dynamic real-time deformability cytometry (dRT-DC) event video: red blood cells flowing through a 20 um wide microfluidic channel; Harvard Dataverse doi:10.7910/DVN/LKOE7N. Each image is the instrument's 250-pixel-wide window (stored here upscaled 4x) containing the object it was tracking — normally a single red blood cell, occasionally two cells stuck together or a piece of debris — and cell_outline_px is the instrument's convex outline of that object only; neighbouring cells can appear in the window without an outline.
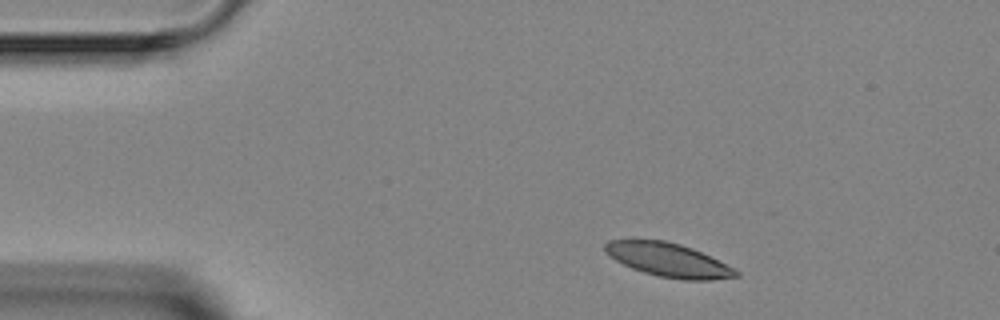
{"species": "Egyptian fruit bat (a non-hibernating species)", "species_latin": "Rousettus aegyptiacus", "temperature_condition": "room temperature", "stored_images_in_passage": 2, "camera_frame_rate_fps": 3000, "um_per_image_px": 0.085, "animal": {"sex": "female"}, "frame": {"image": 1, "passage_image": 1, "time_ms": 0.0, "image_size_px": [1000, 320], "cell_outline_px": [[740, 276], [712, 280], [680, 280], [660, 276], [644, 272], [632, 268], [616, 260], [604, 252], [604, 244], [608, 240], [664, 240], [680, 244], [692, 248], [736, 268], [740, 272]], "centroid_in_image_um": [56.84, 22.1], "position_along_channel_um": 28.2, "area_um2": 25.72}}